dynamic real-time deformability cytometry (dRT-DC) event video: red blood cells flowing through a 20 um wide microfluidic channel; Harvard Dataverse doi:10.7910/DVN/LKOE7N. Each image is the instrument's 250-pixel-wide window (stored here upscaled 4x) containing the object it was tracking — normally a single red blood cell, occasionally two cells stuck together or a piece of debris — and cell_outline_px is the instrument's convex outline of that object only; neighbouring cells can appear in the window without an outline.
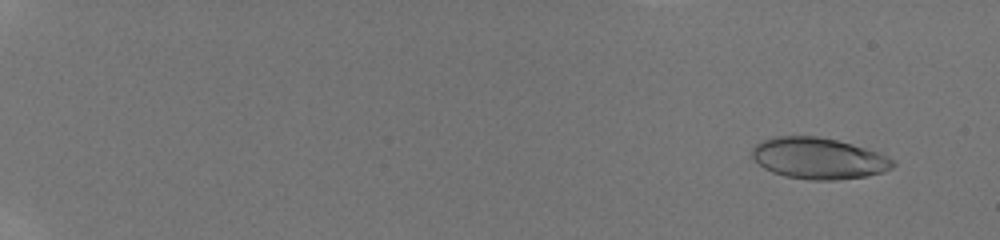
{"species": "human", "species_latin": "Homo sapiens", "temperature_condition": "room temperature", "stored_images_in_passage": 51, "camera_frame_rate_fps": 3000, "um_per_image_px": 0.085, "donor": {"sex": "male"}, "frame": {"image": 1, "passage_image": 8, "time_ms": 1.333, "image_size_px": [1000, 240], "cell_outline_px": [[896, 164], [892, 168], [884, 172], [868, 176], [836, 180], [808, 180], [784, 176], [772, 172], [764, 168], [752, 156], [752, 148], [760, 140], [772, 136], [816, 136], [836, 140], [852, 144], [888, 156], [896, 160]], "centroid_in_image_um": [69.58, 13.46], "position_along_channel_um": 15.4, "area_um2": 34.1}}
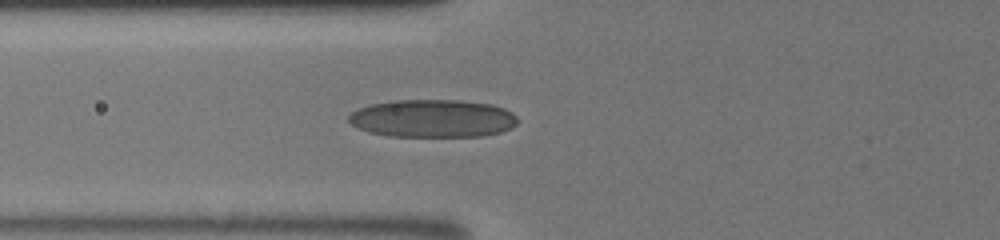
{"frame": {"image": 2, "passage_image": 39, "time_ms": 8.0, "image_size_px": [1000, 240], "cell_outline_px": [[516, 124], [512, 128], [500, 132], [480, 136], [388, 136], [368, 132], [356, 128], [348, 120], [348, 116], [352, 112], [360, 108], [372, 104], [396, 100], [460, 100], [492, 104], [504, 108], [512, 112], [516, 116]], "centroid_in_image_um": [36.77, 10.07], "position_along_channel_um": 89.0, "area_um2": 37.28}}
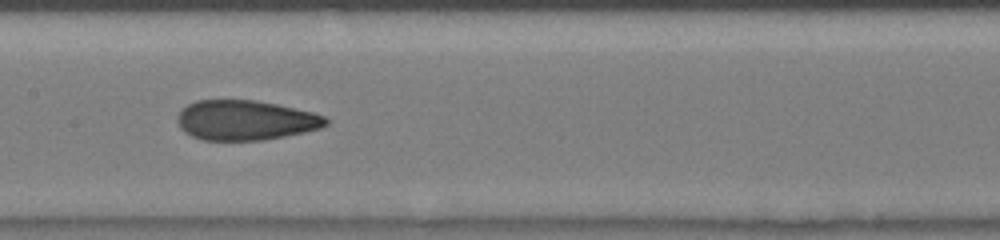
{"frame": {"image": 3, "passage_image": 47, "time_ms": 10.333, "image_size_px": [1000, 240], "cell_outline_px": [[332, 120], [328, 124], [320, 128], [304, 132], [284, 136], [260, 140], [200, 140], [184, 132], [180, 128], [176, 120], [176, 116], [188, 104], [196, 100], [256, 100], [276, 104], [312, 112], [324, 116]], "centroid_in_image_um": [20.85, 10.22], "position_along_channel_um": 186.5, "area_um2": 34.56}}